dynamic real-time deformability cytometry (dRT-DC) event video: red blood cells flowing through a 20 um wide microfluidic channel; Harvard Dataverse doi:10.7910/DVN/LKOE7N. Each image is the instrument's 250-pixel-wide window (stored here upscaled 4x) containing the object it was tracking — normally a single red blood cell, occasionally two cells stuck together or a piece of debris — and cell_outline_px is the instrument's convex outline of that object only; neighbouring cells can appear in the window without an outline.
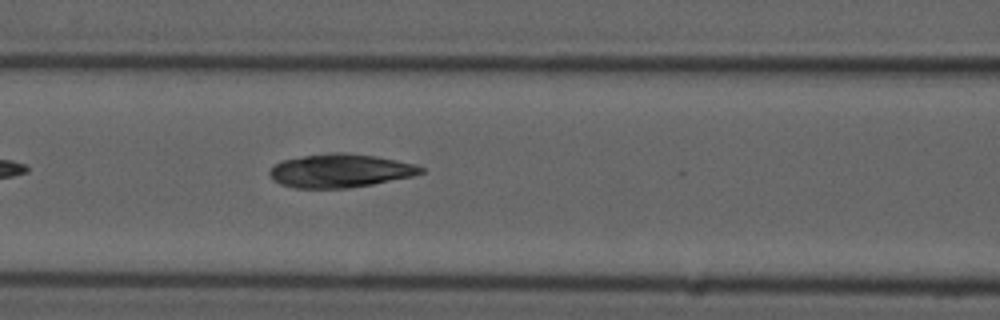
{"species": "common noctule bat (a hibernating species)", "species_latin": "Nyctalus noctula", "temperature_condition": "cold", "stored_images_in_passage": 6, "segment_of_instrument_passage": [1, 2], "camera_frame_rate_fps": 3000, "um_per_image_px": 0.085, "animal": {"sex": "male", "forearm_length_mm": 52.5}, "frame": {"image": 1, "passage_image": 5, "time_ms": 5.333, "image_size_px": [1000, 320], "cell_outline_px": [[424, 172], [412, 176], [372, 184], [348, 188], [296, 188], [280, 184], [272, 180], [268, 172], [276, 164], [284, 160], [304, 156], [332, 152], [344, 152], [376, 156], [416, 164], [424, 168]], "centroid_in_image_um": [28.92, 14.51], "position_along_channel_um": 137.7, "area_um2": 29.42}}